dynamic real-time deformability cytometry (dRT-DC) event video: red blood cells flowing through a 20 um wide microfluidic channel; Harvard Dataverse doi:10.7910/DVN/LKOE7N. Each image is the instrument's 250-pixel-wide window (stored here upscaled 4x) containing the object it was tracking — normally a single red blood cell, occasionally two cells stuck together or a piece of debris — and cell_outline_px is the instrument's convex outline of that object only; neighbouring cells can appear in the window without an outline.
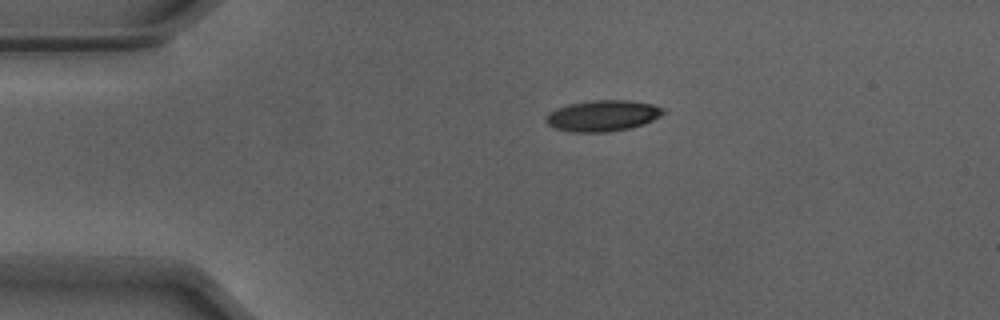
{"species": "Egyptian fruit bat (a non-hibernating species)", "species_latin": "Rousettus aegyptiacus", "temperature_condition": "warm", "stored_images_in_passage": 43, "camera_frame_rate_fps": 3000, "um_per_image_px": 0.085, "animal": {"sex": "male"}, "frame": {"image": 1, "passage_image": 1, "time_ms": 0.0, "image_size_px": [1000, 320], "cell_outline_px": [[668, 112], [644, 124], [632, 128], [608, 132], [572, 132], [556, 128], [548, 124], [544, 120], [544, 116], [548, 112], [556, 108], [568, 104], [592, 100], [628, 100], [652, 104], [664, 108]], "centroid_in_image_um": [51.23, 9.83], "position_along_channel_um": 33.8, "area_um2": 21.5}}
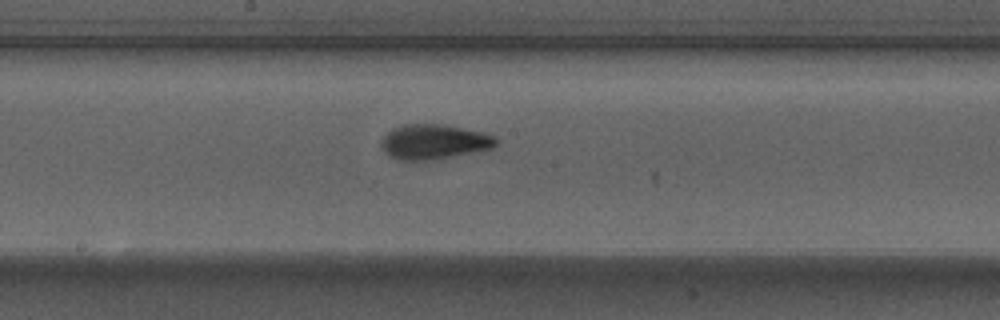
{"frame": {"image": 2, "passage_image": 18, "time_ms": 5.667, "image_size_px": [1000, 320], "cell_outline_px": [[500, 140], [492, 148], [432, 160], [396, 160], [388, 156], [380, 144], [380, 140], [392, 128], [400, 124], [440, 124], [484, 132], [496, 136]], "centroid_in_image_um": [36.86, 12.05], "position_along_channel_um": 211.3, "area_um2": 23.47}}
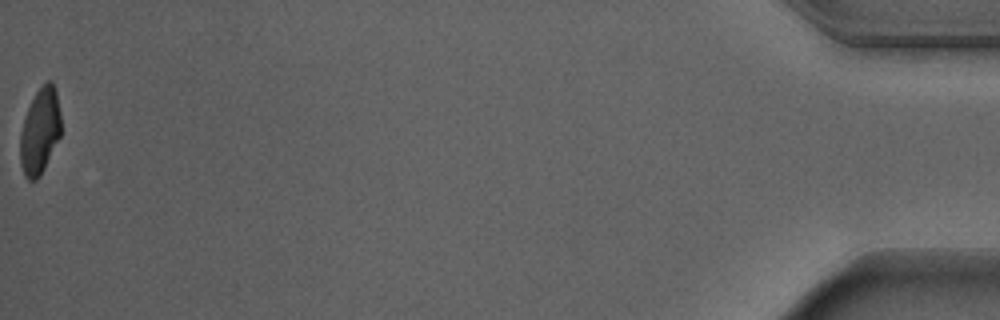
{"frame": {"image": 3, "passage_image": 43, "time_ms": 14.0, "image_size_px": [1000, 320], "cell_outline_px": [[60, 136], [40, 176], [36, 180], [28, 180], [24, 176], [20, 164], [20, 132], [28, 108], [36, 92], [48, 80], [52, 80], [56, 88], [60, 112]], "centroid_in_image_um": [3.39, 11.15], "position_along_channel_um": 431.8, "area_um2": 20.35}, "authors_computed_cell_mechanics": {"area_um2": 21.964, "velocity_mm_per_s": 3.8998, "shape_relaxation_time_tau1_ms": 3.4026, "shape_relaxation_time_tau2_ms": 1.0714, "deformation_change_tau1": 0.1542, "deformation_change_tau2": 0.06}}